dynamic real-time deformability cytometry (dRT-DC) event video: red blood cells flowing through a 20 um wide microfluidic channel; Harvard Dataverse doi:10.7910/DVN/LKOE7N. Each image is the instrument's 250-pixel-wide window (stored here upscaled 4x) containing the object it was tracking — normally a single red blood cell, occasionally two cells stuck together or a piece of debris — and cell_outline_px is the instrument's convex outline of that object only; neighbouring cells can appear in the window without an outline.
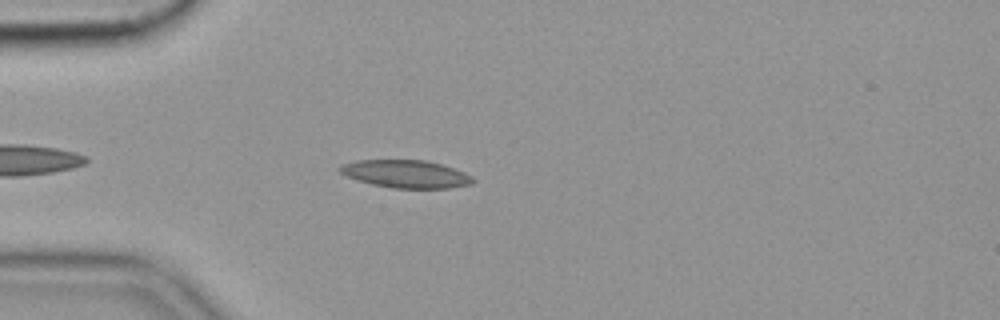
{"species": "common noctule bat (a hibernating species)", "species_latin": "Nyctalus noctula", "temperature_condition": "cold", "stored_images_in_passage": 34, "camera_frame_rate_fps": 3000, "um_per_image_px": 0.085, "animal": {"sex": "female", "body_mass_g": 19.9}, "frame": {"image": 1, "passage_image": 1, "time_ms": 0.0, "image_size_px": [1000, 320], "cell_outline_px": [[476, 180], [472, 184], [448, 188], [392, 188], [372, 184], [356, 180], [340, 172], [336, 168], [340, 164], [356, 160], [424, 160], [440, 164], [464, 172], [472, 176]], "centroid_in_image_um": [34.47, 14.78], "position_along_channel_um": 50.5, "area_um2": 21.56}, "authors_computed_cell_mechanics": {"area_um2": 18.9584, "velocity_mm_per_s": 3.5156, "shape_relaxation_time_tau1_ms": 3.6111, "shape_relaxation_time_tau2_ms": 1.4786, "deformation_change_tau1": 0.0684, "deformation_change_tau2": 0.0568}}